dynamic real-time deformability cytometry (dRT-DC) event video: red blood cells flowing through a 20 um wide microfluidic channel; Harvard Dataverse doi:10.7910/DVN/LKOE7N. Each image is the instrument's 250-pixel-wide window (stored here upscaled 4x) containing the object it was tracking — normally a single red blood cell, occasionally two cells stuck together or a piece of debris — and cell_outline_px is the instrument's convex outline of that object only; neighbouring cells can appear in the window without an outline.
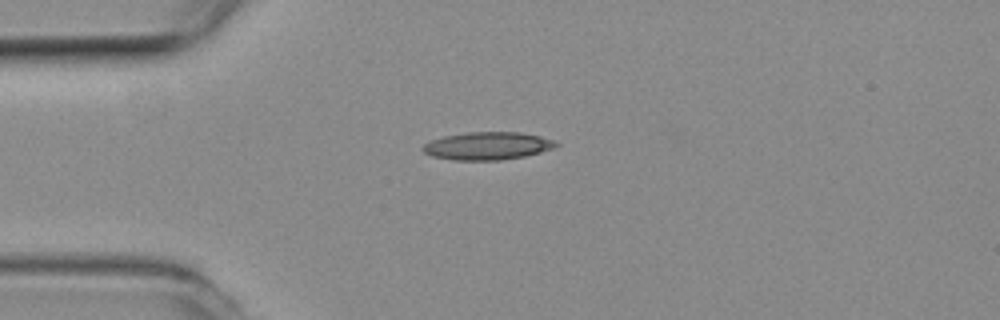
{"species": "common noctule bat (a hibernating species)", "species_latin": "Nyctalus noctula", "temperature_condition": "room temperature", "stored_images_in_passage": 38, "camera_frame_rate_fps": 3000, "um_per_image_px": 0.085, "animal": {"sex": "female", "body_mass_g": 19.3, "forearm_length_mm": 54.1}, "frame": {"image": 1, "passage_image": 2, "time_ms": 0.333, "image_size_px": [1000, 320], "cell_outline_px": [[560, 144], [552, 148], [540, 152], [524, 156], [500, 160], [452, 160], [432, 156], [424, 152], [420, 148], [424, 144], [432, 140], [444, 136], [468, 132], [520, 132], [540, 136], [556, 140]], "centroid_in_image_um": [41.44, 12.4], "position_along_channel_um": 43.6, "area_um2": 21.56}}
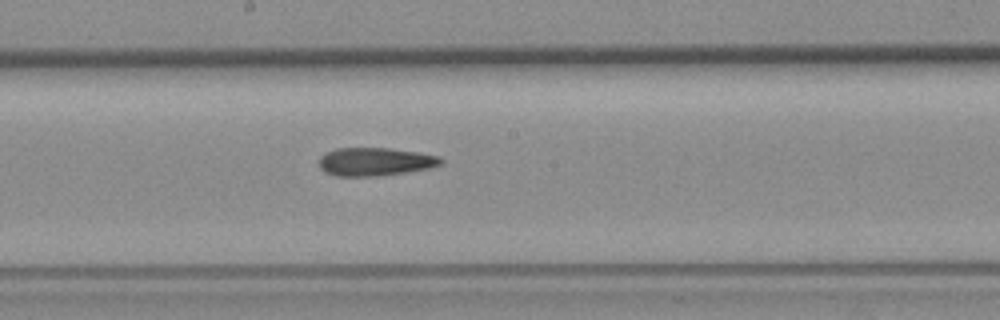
{"frame": {"image": 2, "passage_image": 17, "time_ms": 5.333, "image_size_px": [1000, 320], "cell_outline_px": [[444, 160], [440, 164], [428, 168], [404, 172], [376, 176], [336, 176], [324, 172], [320, 168], [320, 156], [324, 152], [336, 148], [388, 148], [416, 152], [440, 156]], "centroid_in_image_um": [31.84, 13.74], "position_along_channel_um": 216.4, "area_um2": 19.94}}
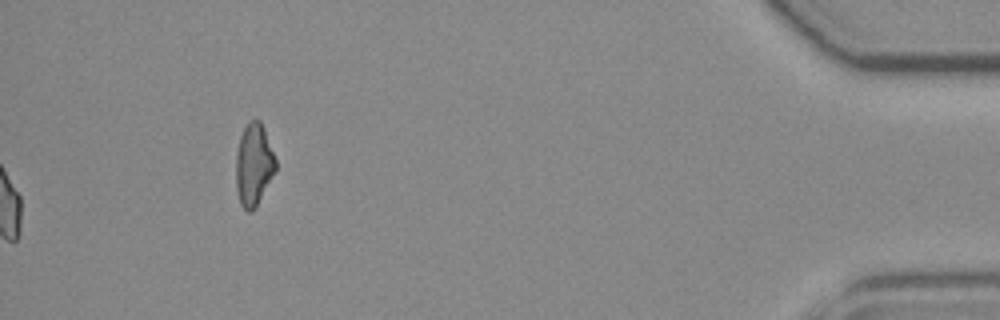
{"frame": {"image": 3, "passage_image": 38, "time_ms": 12.333, "image_size_px": [1000, 320], "cell_outline_px": [[276, 172], [252, 212], [248, 212], [240, 204], [236, 188], [236, 156], [240, 136], [248, 120], [260, 120], [264, 128], [276, 160]], "centroid_in_image_um": [21.57, 14.0], "position_along_channel_um": 413.6, "area_um2": 19.02}, "authors_computed_cell_mechanics": {"area_um2": 19.9121, "velocity_mm_per_s": 3.8306, "shape_relaxation_time_tau1_ms": null, "shape_relaxation_time_tau2_ms": 6.4047, "deformation_change_tau1": null, "deformation_change_tau2": 0.1902}}